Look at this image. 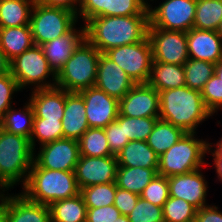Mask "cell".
<instances>
[{
  "instance_id": "6da1fadb",
  "label": "cell",
  "mask_w": 222,
  "mask_h": 222,
  "mask_svg": "<svg viewBox=\"0 0 222 222\" xmlns=\"http://www.w3.org/2000/svg\"><path fill=\"white\" fill-rule=\"evenodd\" d=\"M83 25L85 38L105 54L110 49L141 42L148 36V7L140 15L95 17Z\"/></svg>"
},
{
  "instance_id": "7a4b0ae2",
  "label": "cell",
  "mask_w": 222,
  "mask_h": 222,
  "mask_svg": "<svg viewBox=\"0 0 222 222\" xmlns=\"http://www.w3.org/2000/svg\"><path fill=\"white\" fill-rule=\"evenodd\" d=\"M159 119L170 122L185 133H196L203 121L211 118L201 92L188 86L177 87L159 92Z\"/></svg>"
},
{
  "instance_id": "3957f363",
  "label": "cell",
  "mask_w": 222,
  "mask_h": 222,
  "mask_svg": "<svg viewBox=\"0 0 222 222\" xmlns=\"http://www.w3.org/2000/svg\"><path fill=\"white\" fill-rule=\"evenodd\" d=\"M21 191L30 201L47 206L80 194L74 171L41 168L35 161Z\"/></svg>"
},
{
  "instance_id": "277c9868",
  "label": "cell",
  "mask_w": 222,
  "mask_h": 222,
  "mask_svg": "<svg viewBox=\"0 0 222 222\" xmlns=\"http://www.w3.org/2000/svg\"><path fill=\"white\" fill-rule=\"evenodd\" d=\"M34 150L30 139L12 134L0 127V177L11 187L26 183Z\"/></svg>"
},
{
  "instance_id": "5b68a950",
  "label": "cell",
  "mask_w": 222,
  "mask_h": 222,
  "mask_svg": "<svg viewBox=\"0 0 222 222\" xmlns=\"http://www.w3.org/2000/svg\"><path fill=\"white\" fill-rule=\"evenodd\" d=\"M100 55L101 52L85 38L56 75V86L68 92L94 86Z\"/></svg>"
},
{
  "instance_id": "8992f818",
  "label": "cell",
  "mask_w": 222,
  "mask_h": 222,
  "mask_svg": "<svg viewBox=\"0 0 222 222\" xmlns=\"http://www.w3.org/2000/svg\"><path fill=\"white\" fill-rule=\"evenodd\" d=\"M196 133H185L159 157L158 175L171 177L186 174L206 165L209 141L198 139Z\"/></svg>"
},
{
  "instance_id": "52a82bcc",
  "label": "cell",
  "mask_w": 222,
  "mask_h": 222,
  "mask_svg": "<svg viewBox=\"0 0 222 222\" xmlns=\"http://www.w3.org/2000/svg\"><path fill=\"white\" fill-rule=\"evenodd\" d=\"M10 73L16 79L21 91L27 89V86L28 88L33 86L31 90L56 86V74L49 67L48 61L39 45L34 44L11 60ZM48 78L50 81H47Z\"/></svg>"
},
{
  "instance_id": "ba28073f",
  "label": "cell",
  "mask_w": 222,
  "mask_h": 222,
  "mask_svg": "<svg viewBox=\"0 0 222 222\" xmlns=\"http://www.w3.org/2000/svg\"><path fill=\"white\" fill-rule=\"evenodd\" d=\"M77 22V15L70 10L34 3L30 16L34 44L40 46L67 34Z\"/></svg>"
},
{
  "instance_id": "9c48e42d",
  "label": "cell",
  "mask_w": 222,
  "mask_h": 222,
  "mask_svg": "<svg viewBox=\"0 0 222 222\" xmlns=\"http://www.w3.org/2000/svg\"><path fill=\"white\" fill-rule=\"evenodd\" d=\"M105 55L119 65L136 84L148 82L153 61L148 36L141 42L110 49Z\"/></svg>"
},
{
  "instance_id": "30bf717a",
  "label": "cell",
  "mask_w": 222,
  "mask_h": 222,
  "mask_svg": "<svg viewBox=\"0 0 222 222\" xmlns=\"http://www.w3.org/2000/svg\"><path fill=\"white\" fill-rule=\"evenodd\" d=\"M149 26L188 32L193 28L196 0H164L154 8L148 3Z\"/></svg>"
},
{
  "instance_id": "8fae6325",
  "label": "cell",
  "mask_w": 222,
  "mask_h": 222,
  "mask_svg": "<svg viewBox=\"0 0 222 222\" xmlns=\"http://www.w3.org/2000/svg\"><path fill=\"white\" fill-rule=\"evenodd\" d=\"M153 61L184 65L189 59L186 32L148 27Z\"/></svg>"
},
{
  "instance_id": "7c38bea8",
  "label": "cell",
  "mask_w": 222,
  "mask_h": 222,
  "mask_svg": "<svg viewBox=\"0 0 222 222\" xmlns=\"http://www.w3.org/2000/svg\"><path fill=\"white\" fill-rule=\"evenodd\" d=\"M79 156L78 141L63 138L40 146L34 161L49 170L75 171Z\"/></svg>"
},
{
  "instance_id": "4fadbf2b",
  "label": "cell",
  "mask_w": 222,
  "mask_h": 222,
  "mask_svg": "<svg viewBox=\"0 0 222 222\" xmlns=\"http://www.w3.org/2000/svg\"><path fill=\"white\" fill-rule=\"evenodd\" d=\"M85 103L89 128H106L119 115V100L92 86L79 91Z\"/></svg>"
},
{
  "instance_id": "5bb4252c",
  "label": "cell",
  "mask_w": 222,
  "mask_h": 222,
  "mask_svg": "<svg viewBox=\"0 0 222 222\" xmlns=\"http://www.w3.org/2000/svg\"><path fill=\"white\" fill-rule=\"evenodd\" d=\"M118 162L116 156H79L75 178L80 189L116 181Z\"/></svg>"
},
{
  "instance_id": "9a60e30c",
  "label": "cell",
  "mask_w": 222,
  "mask_h": 222,
  "mask_svg": "<svg viewBox=\"0 0 222 222\" xmlns=\"http://www.w3.org/2000/svg\"><path fill=\"white\" fill-rule=\"evenodd\" d=\"M119 114L127 117H159V92L148 83H137L119 100Z\"/></svg>"
},
{
  "instance_id": "2e32d148",
  "label": "cell",
  "mask_w": 222,
  "mask_h": 222,
  "mask_svg": "<svg viewBox=\"0 0 222 222\" xmlns=\"http://www.w3.org/2000/svg\"><path fill=\"white\" fill-rule=\"evenodd\" d=\"M149 0H81L77 18L84 24L95 17L140 15ZM79 16V17H78Z\"/></svg>"
},
{
  "instance_id": "e0dca14e",
  "label": "cell",
  "mask_w": 222,
  "mask_h": 222,
  "mask_svg": "<svg viewBox=\"0 0 222 222\" xmlns=\"http://www.w3.org/2000/svg\"><path fill=\"white\" fill-rule=\"evenodd\" d=\"M0 204L6 222H51L49 206L30 201L22 193H1Z\"/></svg>"
},
{
  "instance_id": "ac0fdd59",
  "label": "cell",
  "mask_w": 222,
  "mask_h": 222,
  "mask_svg": "<svg viewBox=\"0 0 222 222\" xmlns=\"http://www.w3.org/2000/svg\"><path fill=\"white\" fill-rule=\"evenodd\" d=\"M201 168L195 171L168 177L169 196L183 199L197 210L207 206L208 181Z\"/></svg>"
},
{
  "instance_id": "d6986e66",
  "label": "cell",
  "mask_w": 222,
  "mask_h": 222,
  "mask_svg": "<svg viewBox=\"0 0 222 222\" xmlns=\"http://www.w3.org/2000/svg\"><path fill=\"white\" fill-rule=\"evenodd\" d=\"M135 84L119 65L101 53L94 86L120 100Z\"/></svg>"
},
{
  "instance_id": "ffe728a7",
  "label": "cell",
  "mask_w": 222,
  "mask_h": 222,
  "mask_svg": "<svg viewBox=\"0 0 222 222\" xmlns=\"http://www.w3.org/2000/svg\"><path fill=\"white\" fill-rule=\"evenodd\" d=\"M81 26L80 30H77L75 25L67 34L40 45L49 67L56 75L85 39V27Z\"/></svg>"
},
{
  "instance_id": "44dd1931",
  "label": "cell",
  "mask_w": 222,
  "mask_h": 222,
  "mask_svg": "<svg viewBox=\"0 0 222 222\" xmlns=\"http://www.w3.org/2000/svg\"><path fill=\"white\" fill-rule=\"evenodd\" d=\"M186 36L189 59L214 64L222 60V38L217 31L192 28Z\"/></svg>"
},
{
  "instance_id": "7402d4cb",
  "label": "cell",
  "mask_w": 222,
  "mask_h": 222,
  "mask_svg": "<svg viewBox=\"0 0 222 222\" xmlns=\"http://www.w3.org/2000/svg\"><path fill=\"white\" fill-rule=\"evenodd\" d=\"M64 138L78 141L89 129L85 103L79 92L65 90V108L62 117Z\"/></svg>"
},
{
  "instance_id": "603a6c76",
  "label": "cell",
  "mask_w": 222,
  "mask_h": 222,
  "mask_svg": "<svg viewBox=\"0 0 222 222\" xmlns=\"http://www.w3.org/2000/svg\"><path fill=\"white\" fill-rule=\"evenodd\" d=\"M31 91L29 102L33 108L34 118L62 120L65 108V90L54 86Z\"/></svg>"
},
{
  "instance_id": "cb8c5ba5",
  "label": "cell",
  "mask_w": 222,
  "mask_h": 222,
  "mask_svg": "<svg viewBox=\"0 0 222 222\" xmlns=\"http://www.w3.org/2000/svg\"><path fill=\"white\" fill-rule=\"evenodd\" d=\"M118 167L158 168L159 156L146 141H129L116 156Z\"/></svg>"
},
{
  "instance_id": "d4e9b609",
  "label": "cell",
  "mask_w": 222,
  "mask_h": 222,
  "mask_svg": "<svg viewBox=\"0 0 222 222\" xmlns=\"http://www.w3.org/2000/svg\"><path fill=\"white\" fill-rule=\"evenodd\" d=\"M158 92L186 86L183 65L152 61L147 82Z\"/></svg>"
},
{
  "instance_id": "484cf974",
  "label": "cell",
  "mask_w": 222,
  "mask_h": 222,
  "mask_svg": "<svg viewBox=\"0 0 222 222\" xmlns=\"http://www.w3.org/2000/svg\"><path fill=\"white\" fill-rule=\"evenodd\" d=\"M33 45L30 25L0 28V47L10 61Z\"/></svg>"
},
{
  "instance_id": "4316f807",
  "label": "cell",
  "mask_w": 222,
  "mask_h": 222,
  "mask_svg": "<svg viewBox=\"0 0 222 222\" xmlns=\"http://www.w3.org/2000/svg\"><path fill=\"white\" fill-rule=\"evenodd\" d=\"M35 0H0V28L30 25Z\"/></svg>"
},
{
  "instance_id": "83f0119b",
  "label": "cell",
  "mask_w": 222,
  "mask_h": 222,
  "mask_svg": "<svg viewBox=\"0 0 222 222\" xmlns=\"http://www.w3.org/2000/svg\"><path fill=\"white\" fill-rule=\"evenodd\" d=\"M26 103L20 110L11 106L0 120V127L12 134L30 139L35 116L29 100Z\"/></svg>"
},
{
  "instance_id": "f1b7e54d",
  "label": "cell",
  "mask_w": 222,
  "mask_h": 222,
  "mask_svg": "<svg viewBox=\"0 0 222 222\" xmlns=\"http://www.w3.org/2000/svg\"><path fill=\"white\" fill-rule=\"evenodd\" d=\"M157 170L158 168L118 167L115 182L118 188L140 195L158 174Z\"/></svg>"
},
{
  "instance_id": "f546056e",
  "label": "cell",
  "mask_w": 222,
  "mask_h": 222,
  "mask_svg": "<svg viewBox=\"0 0 222 222\" xmlns=\"http://www.w3.org/2000/svg\"><path fill=\"white\" fill-rule=\"evenodd\" d=\"M51 222H86L87 207L81 194L52 203Z\"/></svg>"
},
{
  "instance_id": "4dcf8cb0",
  "label": "cell",
  "mask_w": 222,
  "mask_h": 222,
  "mask_svg": "<svg viewBox=\"0 0 222 222\" xmlns=\"http://www.w3.org/2000/svg\"><path fill=\"white\" fill-rule=\"evenodd\" d=\"M184 134L185 132L181 128L158 118L146 142L160 157Z\"/></svg>"
},
{
  "instance_id": "1f68e13d",
  "label": "cell",
  "mask_w": 222,
  "mask_h": 222,
  "mask_svg": "<svg viewBox=\"0 0 222 222\" xmlns=\"http://www.w3.org/2000/svg\"><path fill=\"white\" fill-rule=\"evenodd\" d=\"M222 22V0H196L193 28L217 31Z\"/></svg>"
},
{
  "instance_id": "d6a6232c",
  "label": "cell",
  "mask_w": 222,
  "mask_h": 222,
  "mask_svg": "<svg viewBox=\"0 0 222 222\" xmlns=\"http://www.w3.org/2000/svg\"><path fill=\"white\" fill-rule=\"evenodd\" d=\"M81 156L105 157L113 156L105 135L104 128H89L78 140Z\"/></svg>"
},
{
  "instance_id": "836d02e7",
  "label": "cell",
  "mask_w": 222,
  "mask_h": 222,
  "mask_svg": "<svg viewBox=\"0 0 222 222\" xmlns=\"http://www.w3.org/2000/svg\"><path fill=\"white\" fill-rule=\"evenodd\" d=\"M183 67L186 86L200 92L215 73V64L205 60L188 59Z\"/></svg>"
},
{
  "instance_id": "e575fe53",
  "label": "cell",
  "mask_w": 222,
  "mask_h": 222,
  "mask_svg": "<svg viewBox=\"0 0 222 222\" xmlns=\"http://www.w3.org/2000/svg\"><path fill=\"white\" fill-rule=\"evenodd\" d=\"M63 128L61 120H47L46 118H34L33 131L30 137L31 146L36 152V142L39 145L63 139Z\"/></svg>"
},
{
  "instance_id": "d590c367",
  "label": "cell",
  "mask_w": 222,
  "mask_h": 222,
  "mask_svg": "<svg viewBox=\"0 0 222 222\" xmlns=\"http://www.w3.org/2000/svg\"><path fill=\"white\" fill-rule=\"evenodd\" d=\"M116 182L98 184L80 189L87 208H100L113 205L116 195Z\"/></svg>"
},
{
  "instance_id": "8d00e7d4",
  "label": "cell",
  "mask_w": 222,
  "mask_h": 222,
  "mask_svg": "<svg viewBox=\"0 0 222 222\" xmlns=\"http://www.w3.org/2000/svg\"><path fill=\"white\" fill-rule=\"evenodd\" d=\"M196 211L185 200L169 196L163 206L164 222H195Z\"/></svg>"
},
{
  "instance_id": "74e56055",
  "label": "cell",
  "mask_w": 222,
  "mask_h": 222,
  "mask_svg": "<svg viewBox=\"0 0 222 222\" xmlns=\"http://www.w3.org/2000/svg\"><path fill=\"white\" fill-rule=\"evenodd\" d=\"M158 118L159 117L139 118L124 116L125 137H128L129 141H147Z\"/></svg>"
},
{
  "instance_id": "f35d334b",
  "label": "cell",
  "mask_w": 222,
  "mask_h": 222,
  "mask_svg": "<svg viewBox=\"0 0 222 222\" xmlns=\"http://www.w3.org/2000/svg\"><path fill=\"white\" fill-rule=\"evenodd\" d=\"M140 197L153 205L163 207L169 198L168 177L157 174L144 188Z\"/></svg>"
},
{
  "instance_id": "ab89813d",
  "label": "cell",
  "mask_w": 222,
  "mask_h": 222,
  "mask_svg": "<svg viewBox=\"0 0 222 222\" xmlns=\"http://www.w3.org/2000/svg\"><path fill=\"white\" fill-rule=\"evenodd\" d=\"M127 216L130 222H164L163 207L153 205L141 197Z\"/></svg>"
},
{
  "instance_id": "60d3db41",
  "label": "cell",
  "mask_w": 222,
  "mask_h": 222,
  "mask_svg": "<svg viewBox=\"0 0 222 222\" xmlns=\"http://www.w3.org/2000/svg\"><path fill=\"white\" fill-rule=\"evenodd\" d=\"M206 108L214 114L222 109V80L214 73L201 91Z\"/></svg>"
},
{
  "instance_id": "b9f144b4",
  "label": "cell",
  "mask_w": 222,
  "mask_h": 222,
  "mask_svg": "<svg viewBox=\"0 0 222 222\" xmlns=\"http://www.w3.org/2000/svg\"><path fill=\"white\" fill-rule=\"evenodd\" d=\"M105 130V135L113 156H117L120 150L129 142L124 132V116L118 115V118L111 122Z\"/></svg>"
},
{
  "instance_id": "7bdbcfd3",
  "label": "cell",
  "mask_w": 222,
  "mask_h": 222,
  "mask_svg": "<svg viewBox=\"0 0 222 222\" xmlns=\"http://www.w3.org/2000/svg\"><path fill=\"white\" fill-rule=\"evenodd\" d=\"M19 91L21 90L11 73L0 76V120L4 117L5 112L13 106V95Z\"/></svg>"
},
{
  "instance_id": "ee69618b",
  "label": "cell",
  "mask_w": 222,
  "mask_h": 222,
  "mask_svg": "<svg viewBox=\"0 0 222 222\" xmlns=\"http://www.w3.org/2000/svg\"><path fill=\"white\" fill-rule=\"evenodd\" d=\"M140 195L118 188L113 205L120 211L121 215H128L138 202Z\"/></svg>"
},
{
  "instance_id": "f6af8a7d",
  "label": "cell",
  "mask_w": 222,
  "mask_h": 222,
  "mask_svg": "<svg viewBox=\"0 0 222 222\" xmlns=\"http://www.w3.org/2000/svg\"><path fill=\"white\" fill-rule=\"evenodd\" d=\"M120 215V211L114 205L87 208L86 222H113Z\"/></svg>"
},
{
  "instance_id": "bcb514c9",
  "label": "cell",
  "mask_w": 222,
  "mask_h": 222,
  "mask_svg": "<svg viewBox=\"0 0 222 222\" xmlns=\"http://www.w3.org/2000/svg\"><path fill=\"white\" fill-rule=\"evenodd\" d=\"M215 205H207L196 211L195 222H222V211Z\"/></svg>"
},
{
  "instance_id": "7dc6e473",
  "label": "cell",
  "mask_w": 222,
  "mask_h": 222,
  "mask_svg": "<svg viewBox=\"0 0 222 222\" xmlns=\"http://www.w3.org/2000/svg\"><path fill=\"white\" fill-rule=\"evenodd\" d=\"M80 1L81 0H35V3L49 7L64 8L74 12L77 15Z\"/></svg>"
},
{
  "instance_id": "c3c4849f",
  "label": "cell",
  "mask_w": 222,
  "mask_h": 222,
  "mask_svg": "<svg viewBox=\"0 0 222 222\" xmlns=\"http://www.w3.org/2000/svg\"><path fill=\"white\" fill-rule=\"evenodd\" d=\"M214 148L215 149H213V143H209L208 155L211 154L213 156L217 178L222 182V137L219 141H217V143L214 144Z\"/></svg>"
},
{
  "instance_id": "681fc988",
  "label": "cell",
  "mask_w": 222,
  "mask_h": 222,
  "mask_svg": "<svg viewBox=\"0 0 222 222\" xmlns=\"http://www.w3.org/2000/svg\"><path fill=\"white\" fill-rule=\"evenodd\" d=\"M10 73V60L6 57L4 51L0 47V76Z\"/></svg>"
},
{
  "instance_id": "f907efd6",
  "label": "cell",
  "mask_w": 222,
  "mask_h": 222,
  "mask_svg": "<svg viewBox=\"0 0 222 222\" xmlns=\"http://www.w3.org/2000/svg\"><path fill=\"white\" fill-rule=\"evenodd\" d=\"M11 187L0 177V194L6 193L5 191H9Z\"/></svg>"
},
{
  "instance_id": "816d5d0a",
  "label": "cell",
  "mask_w": 222,
  "mask_h": 222,
  "mask_svg": "<svg viewBox=\"0 0 222 222\" xmlns=\"http://www.w3.org/2000/svg\"><path fill=\"white\" fill-rule=\"evenodd\" d=\"M215 74L222 80V60L215 64Z\"/></svg>"
},
{
  "instance_id": "f5cc1de1",
  "label": "cell",
  "mask_w": 222,
  "mask_h": 222,
  "mask_svg": "<svg viewBox=\"0 0 222 222\" xmlns=\"http://www.w3.org/2000/svg\"><path fill=\"white\" fill-rule=\"evenodd\" d=\"M113 222H130L128 216L120 215L115 221Z\"/></svg>"
},
{
  "instance_id": "db71d44e",
  "label": "cell",
  "mask_w": 222,
  "mask_h": 222,
  "mask_svg": "<svg viewBox=\"0 0 222 222\" xmlns=\"http://www.w3.org/2000/svg\"><path fill=\"white\" fill-rule=\"evenodd\" d=\"M0 222H6L4 207L0 204Z\"/></svg>"
},
{
  "instance_id": "11a10c76",
  "label": "cell",
  "mask_w": 222,
  "mask_h": 222,
  "mask_svg": "<svg viewBox=\"0 0 222 222\" xmlns=\"http://www.w3.org/2000/svg\"><path fill=\"white\" fill-rule=\"evenodd\" d=\"M217 32H218V34H219V35L221 36V38H222V22L220 23V26H219Z\"/></svg>"
}]
</instances>
